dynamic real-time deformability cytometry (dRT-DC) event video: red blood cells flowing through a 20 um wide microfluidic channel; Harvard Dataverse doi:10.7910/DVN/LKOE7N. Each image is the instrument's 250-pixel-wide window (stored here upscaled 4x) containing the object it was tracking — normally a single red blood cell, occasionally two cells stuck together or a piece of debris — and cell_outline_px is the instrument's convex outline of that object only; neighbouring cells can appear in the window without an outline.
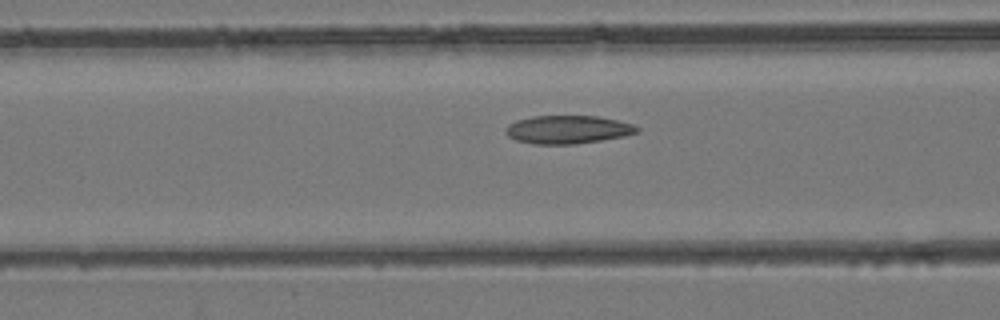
{"species": "common noctule bat (a hibernating species)", "species_latin": "Nyctalus noctula", "temperature_condition": "room temperature", "stored_images_in_passage": 23, "camera_frame_rate_fps": 3000, "um_per_image_px": 0.085, "animal": {"sex": "female", "body_mass_g": 24.6, "forearm_length_mm": 56.2}, "frame": {"image": 1, "passage_image": 8, "time_ms": 2.333, "image_size_px": [1000, 320], "cell_outline_px": [[640, 132], [624, 136], [576, 144], [532, 144], [516, 140], [508, 136], [504, 132], [504, 128], [508, 124], [516, 120], [532, 116], [596, 116], [616, 120], [632, 124], [640, 128]], "centroid_in_image_um": [48.22, 11.01], "position_along_channel_um": 118.4, "area_um2": 21.68}}
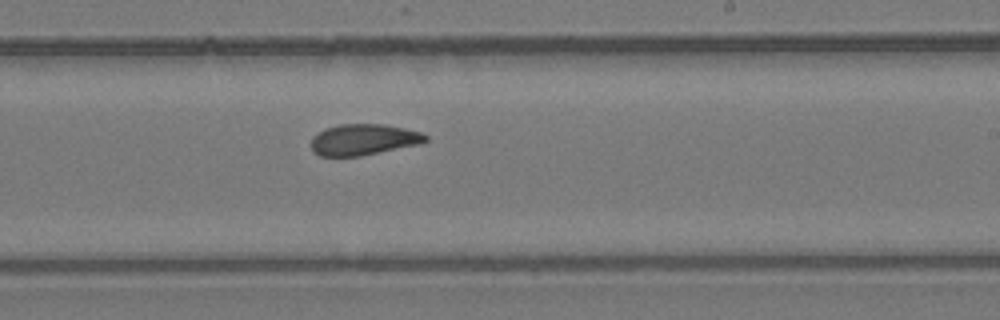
{"frame": {"image": 2, "passage_image": 17, "time_ms": 5.333, "image_size_px": [1000, 320], "cell_outline_px": [[428, 140], [420, 144], [360, 156], [320, 156], [312, 152], [312, 136], [316, 132], [324, 128], [340, 124], [384, 124], [404, 128], [420, 132], [428, 136]], "centroid_in_image_um": [30.87, 11.86], "position_along_channel_um": 258.1, "area_um2": 20.87}}
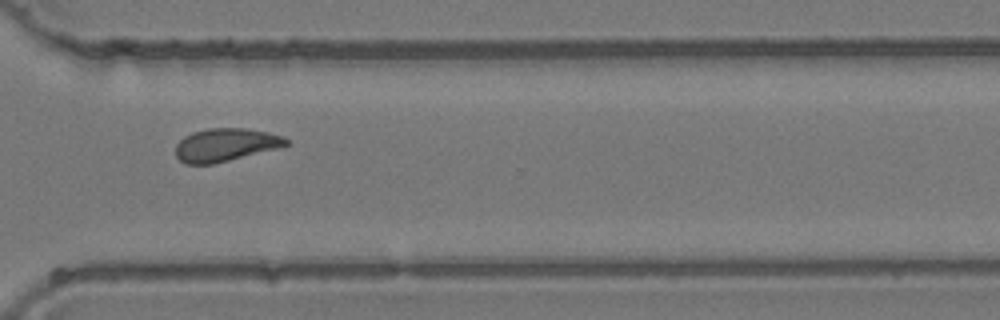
{"frame": {"image": 3, "passage_image": 23, "time_ms": 7.333, "image_size_px": [1000, 320], "cell_outline_px": [[288, 144], [284, 148], [212, 164], [184, 164], [176, 156], [176, 144], [184, 136], [192, 132], [208, 128], [244, 128], [268, 132], [280, 136], [288, 140]], "centroid_in_image_um": [19.19, 12.32], "position_along_channel_um": 351.4, "area_um2": 21.5}}